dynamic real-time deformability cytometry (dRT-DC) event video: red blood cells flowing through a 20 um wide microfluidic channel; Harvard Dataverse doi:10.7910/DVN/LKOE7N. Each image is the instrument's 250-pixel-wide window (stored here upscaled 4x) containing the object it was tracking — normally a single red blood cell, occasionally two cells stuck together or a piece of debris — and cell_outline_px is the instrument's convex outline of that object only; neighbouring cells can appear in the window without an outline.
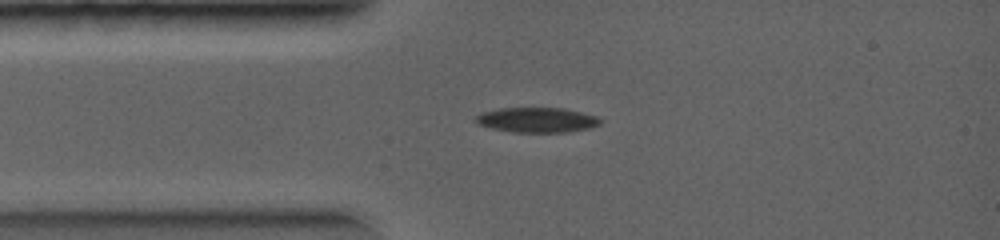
{"species": "common noctule bat (a hibernating species)", "species_latin": "Nyctalus noctula", "temperature_condition": "warm", "stored_images_in_passage": 18, "camera_frame_rate_fps": 5000, "um_per_image_px": 0.085, "animal": {"sex": "female", "body_mass_g": 19.0, "forearm_length_mm": 56.7}, "frame": {"image": 1, "passage_image": 1, "time_ms": 0.0, "image_size_px": [1000, 240], "cell_outline_px": [[604, 120], [600, 124], [588, 128], [568, 132], [512, 132], [492, 128], [476, 124], [476, 116], [484, 112], [500, 108], [564, 108], [596, 116]], "centroid_in_image_um": [45.66, 10.2], "position_along_channel_um": 39.3, "area_um2": 18.03}}
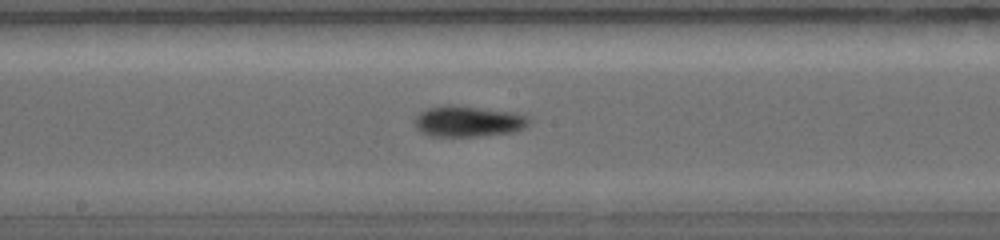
{"frame": {"image": 2, "passage_image": 7, "time_ms": 2.8, "image_size_px": [1000, 240], "cell_outline_px": [[532, 120], [524, 128], [516, 132], [476, 136], [428, 136], [420, 132], [416, 128], [412, 120], [420, 112], [428, 108], [448, 104], [512, 112], [528, 116]], "centroid_in_image_um": [39.77, 10.32], "position_along_channel_um": 208.4, "area_um2": 20.75}}
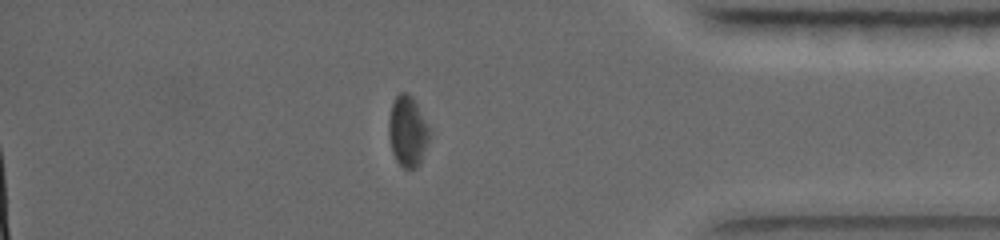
{"frame": {"image": 3, "passage_image": 15, "time_ms": 6.2, "image_size_px": [1000, 240], "cell_outline_px": [[432, 136], [420, 164], [416, 168], [404, 168], [396, 160], [392, 152], [388, 136], [388, 120], [392, 104], [396, 96], [400, 92], [408, 92], [416, 100], [432, 132]], "centroid_in_image_um": [34.68, 11.15], "position_along_channel_um": 400.5, "area_um2": 17.4}}